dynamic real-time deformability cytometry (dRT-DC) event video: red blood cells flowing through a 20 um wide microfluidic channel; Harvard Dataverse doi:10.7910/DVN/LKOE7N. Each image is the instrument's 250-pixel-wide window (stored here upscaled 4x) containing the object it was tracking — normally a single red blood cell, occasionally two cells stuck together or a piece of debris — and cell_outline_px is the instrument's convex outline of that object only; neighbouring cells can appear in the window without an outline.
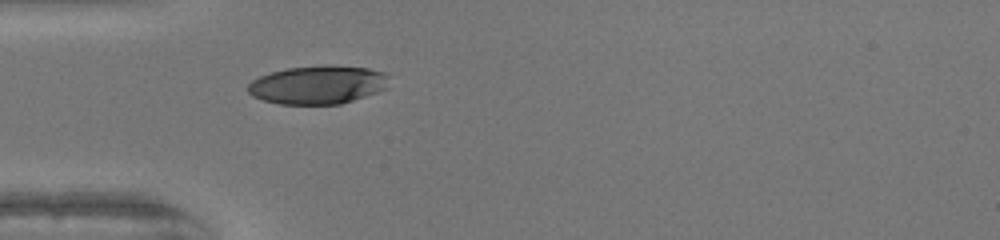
{"species": "human", "species_latin": "Homo sapiens", "temperature_condition": "warm", "stored_images_in_passage": 36, "camera_frame_rate_fps": 3000, "um_per_image_px": 0.085, "donor": {"sex": "female"}, "frame": {"image": 1, "passage_image": 1, "time_ms": 0.0, "image_size_px": [1000, 240], "cell_outline_px": [[388, 76], [384, 88], [376, 92], [340, 104], [280, 104], [264, 100], [252, 96], [248, 92], [248, 84], [252, 80], [260, 76], [272, 72], [288, 68], [332, 64], [368, 68], [384, 72]], "centroid_in_image_um": [26.99, 7.19], "position_along_channel_um": 58.0, "area_um2": 31.39}}
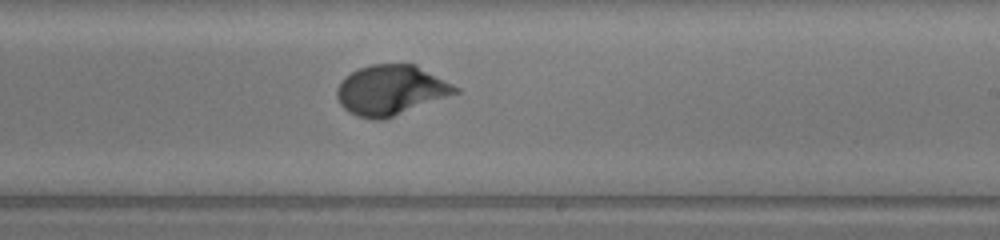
{"frame": {"image": 2, "passage_image": 16, "time_ms": 5.0, "image_size_px": [1000, 240], "cell_outline_px": [[460, 92], [384, 120], [372, 120], [356, 116], [348, 112], [340, 104], [336, 96], [336, 92], [340, 84], [352, 72], [360, 68], [372, 64], [416, 64], [460, 88]], "centroid_in_image_um": [33.24, 7.68], "position_along_channel_um": 255.8, "area_um2": 34.39}}
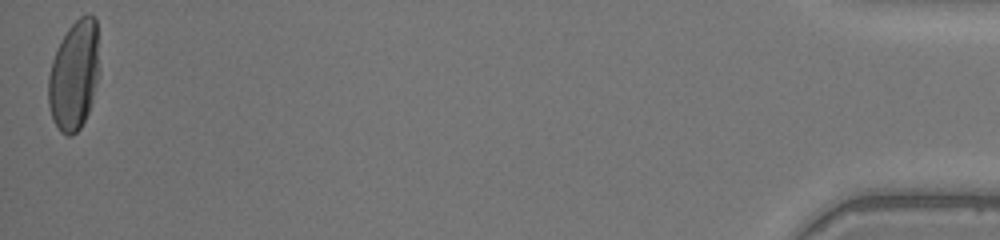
{"frame": {"image": 3, "passage_image": 36, "time_ms": 11.667, "image_size_px": [1000, 240], "cell_outline_px": [[96, 84], [92, 100], [88, 112], [80, 128], [72, 136], [68, 136], [60, 132], [52, 116], [48, 104], [48, 76], [52, 60], [60, 40], [68, 28], [80, 16], [96, 16]], "centroid_in_image_um": [6.25, 6.43], "position_along_channel_um": 429.0, "area_um2": 31.73}, "authors_computed_cell_mechanics": {"area_um2": 32.6859, "velocity_mm_per_s": 4.0596, "shape_relaxation_time_tau1_ms": 3.1326, "shape_relaxation_time_tau2_ms": null, "deformation_change_tau1": 0.1871, "deformation_change_tau2": null}}